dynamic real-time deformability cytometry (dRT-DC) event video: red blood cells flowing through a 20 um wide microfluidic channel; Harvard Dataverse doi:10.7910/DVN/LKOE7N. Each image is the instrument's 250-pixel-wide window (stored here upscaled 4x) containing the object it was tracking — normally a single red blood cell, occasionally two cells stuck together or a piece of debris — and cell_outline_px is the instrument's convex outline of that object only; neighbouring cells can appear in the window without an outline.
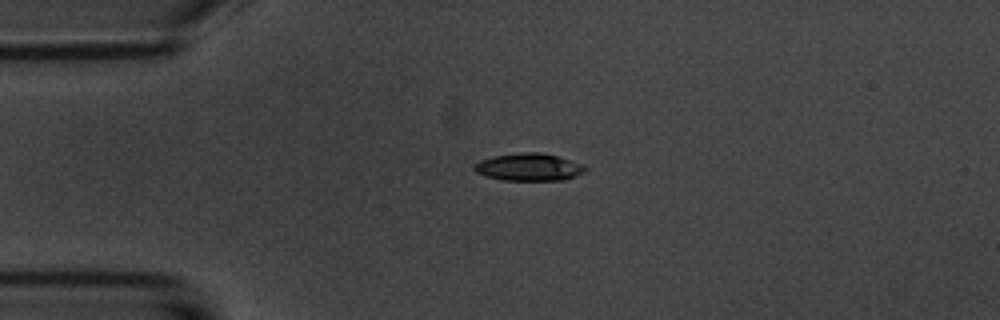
{"species": "common noctule bat (a hibernating species)", "species_latin": "Nyctalus noctula", "temperature_condition": "room temperature", "stored_images_in_passage": 1, "camera_frame_rate_fps": 3000, "um_per_image_px": 0.085, "animal": {"sex": "male", "body_mass_g": 20.1, "forearm_length_mm": 53.5}, "frame": {"image": 1, "passage_image": 1, "time_ms": 0.0, "image_size_px": [1000, 320], "cell_outline_px": [[588, 168], [584, 172], [564, 180], [504, 180], [488, 176], [476, 172], [472, 168], [472, 164], [480, 160], [492, 156], [524, 152], [540, 152], [556, 156], [580, 164]], "centroid_in_image_um": [44.9, 14.2], "position_along_channel_um": 40.1, "area_um2": 17.57}}